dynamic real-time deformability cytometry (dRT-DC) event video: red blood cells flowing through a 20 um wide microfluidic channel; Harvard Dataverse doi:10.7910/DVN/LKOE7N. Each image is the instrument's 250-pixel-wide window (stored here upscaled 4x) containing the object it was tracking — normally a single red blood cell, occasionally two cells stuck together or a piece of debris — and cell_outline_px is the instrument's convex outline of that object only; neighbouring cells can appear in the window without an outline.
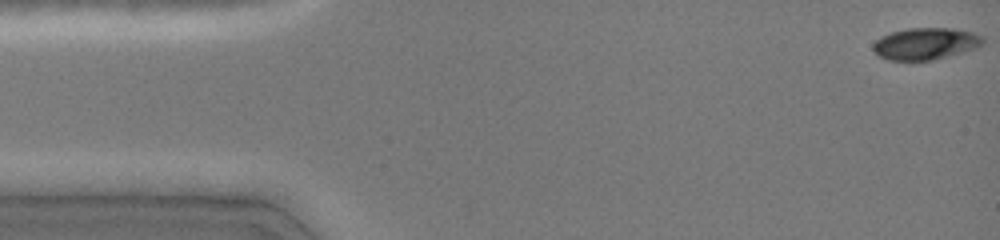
{"species": "common noctule bat (a hibernating species)", "species_latin": "Nyctalus noctula", "temperature_condition": "cold", "stored_images_in_passage": 10, "camera_frame_rate_fps": 3000, "um_per_image_px": 0.085, "animal": {"sex": "female", "body_mass_g": 19.0, "forearm_length_mm": 51.5}, "frame": {"image": 1, "passage_image": 1, "time_ms": 0.0, "image_size_px": [1000, 240], "cell_outline_px": [[984, 44], [976, 48], [964, 52], [932, 60], [888, 60], [880, 56], [872, 48], [872, 44], [880, 36], [892, 32], [908, 28], [952, 28], [972, 32], [984, 36]], "centroid_in_image_um": [78.7, 3.71], "position_along_channel_um": 6.3, "area_um2": 20.46}}
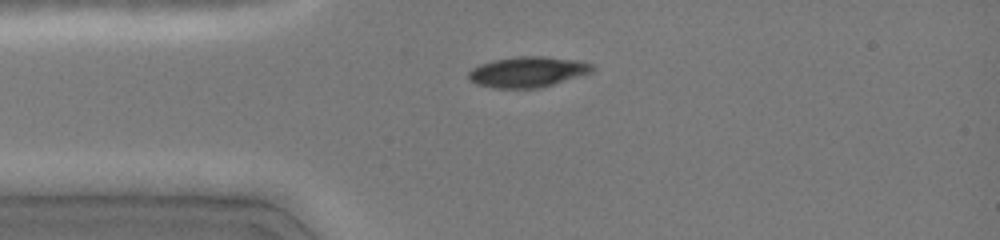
{"frame": {"image": 2, "passage_image": 8, "time_ms": 3.333, "image_size_px": [1000, 240], "cell_outline_px": [[596, 68], [592, 72], [540, 88], [496, 88], [476, 84], [468, 80], [468, 72], [472, 68], [480, 64], [492, 60], [516, 56], [544, 56], [580, 60], [592, 64]], "centroid_in_image_um": [44.85, 6.1], "position_along_channel_um": 40.2, "area_um2": 22.25}}